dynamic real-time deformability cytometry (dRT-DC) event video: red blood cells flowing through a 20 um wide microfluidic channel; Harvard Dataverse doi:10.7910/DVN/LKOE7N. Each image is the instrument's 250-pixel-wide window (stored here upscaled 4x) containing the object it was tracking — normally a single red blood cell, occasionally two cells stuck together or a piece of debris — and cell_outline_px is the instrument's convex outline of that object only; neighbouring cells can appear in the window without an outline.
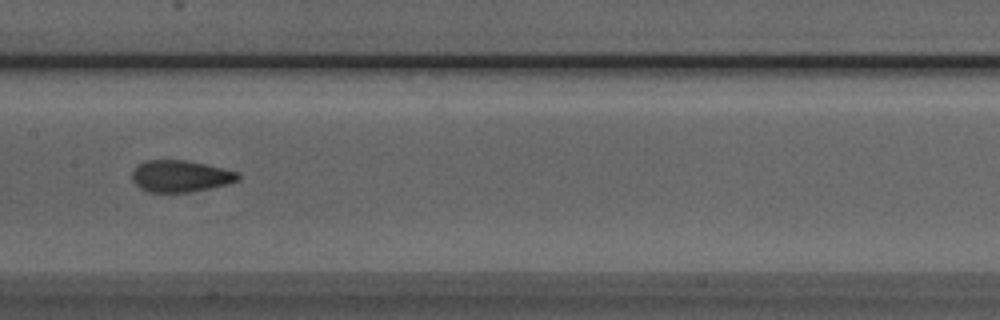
{"species": "Egyptian fruit bat (a non-hibernating species)", "species_latin": "Rousettus aegyptiacus", "temperature_condition": "room temperature", "stored_images_in_passage": 6, "camera_frame_rate_fps": 3000, "um_per_image_px": 0.085, "animal": {"sex": "male"}, "frame": {"image": 1, "passage_image": 6, "time_ms": 6.667, "image_size_px": [1000, 320], "cell_outline_px": [[240, 180], [228, 184], [188, 192], [148, 192], [140, 188], [132, 180], [132, 172], [144, 160], [184, 160], [204, 164], [240, 172]], "centroid_in_image_um": [15.35, 14.97], "position_along_channel_um": 192.0, "area_um2": 19.48}}